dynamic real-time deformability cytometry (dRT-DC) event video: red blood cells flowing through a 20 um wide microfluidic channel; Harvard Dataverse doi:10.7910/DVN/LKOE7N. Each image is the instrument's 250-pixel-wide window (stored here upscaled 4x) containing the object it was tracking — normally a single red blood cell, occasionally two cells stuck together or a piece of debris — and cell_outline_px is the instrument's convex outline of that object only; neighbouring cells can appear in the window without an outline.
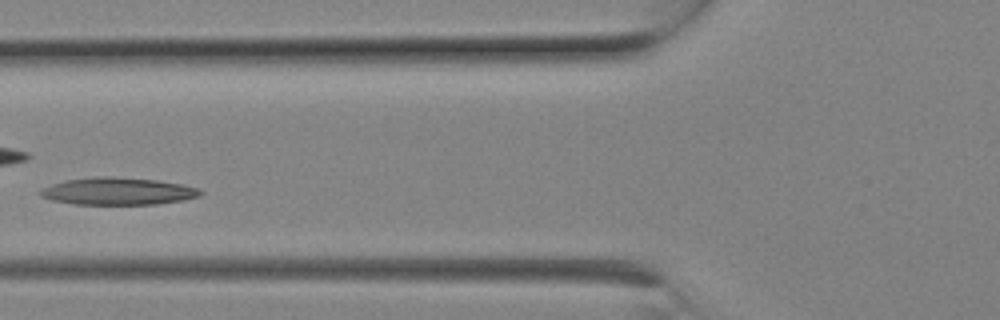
{"species": "Egyptian fruit bat (a non-hibernating species)", "species_latin": "Rousettus aegyptiacus", "temperature_condition": "room temperature", "stored_images_in_passage": 8, "camera_frame_rate_fps": 3000, "um_per_image_px": 0.085, "animal": {"sex": "female"}, "frame": {"image": 1, "passage_image": 6, "time_ms": 1.667, "image_size_px": [1000, 320], "cell_outline_px": [[204, 192], [200, 196], [184, 200], [156, 204], [76, 204], [52, 200], [40, 196], [40, 192], [44, 188], [52, 184], [64, 180], [96, 176], [108, 176], [156, 180], [180, 184], [200, 188]], "centroid_in_image_um": [10.05, 16.25], "position_along_channel_um": 115.7, "area_um2": 25.37}}
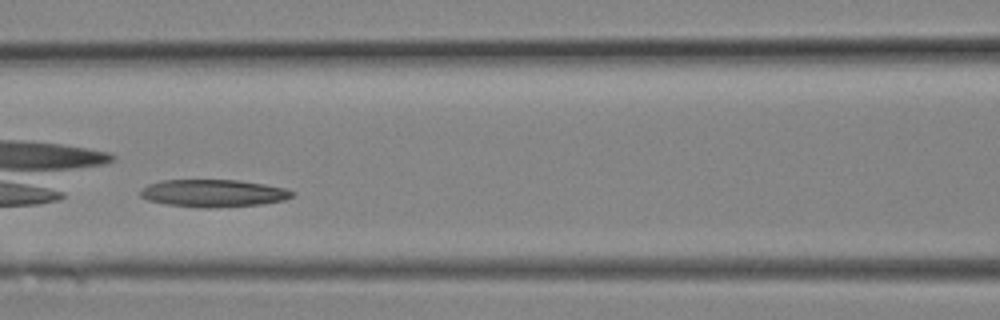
{"frame": {"image": 2, "passage_image": 7, "time_ms": 2.0, "image_size_px": [1000, 320], "cell_outline_px": [[296, 192], [292, 196], [284, 200], [264, 204], [208, 208], [204, 208], [168, 204], [148, 200], [140, 196], [140, 188], [148, 184], [160, 180], [236, 180], [264, 184], [284, 188]], "centroid_in_image_um": [18.12, 16.42], "position_along_channel_um": 148.5, "area_um2": 24.28}}